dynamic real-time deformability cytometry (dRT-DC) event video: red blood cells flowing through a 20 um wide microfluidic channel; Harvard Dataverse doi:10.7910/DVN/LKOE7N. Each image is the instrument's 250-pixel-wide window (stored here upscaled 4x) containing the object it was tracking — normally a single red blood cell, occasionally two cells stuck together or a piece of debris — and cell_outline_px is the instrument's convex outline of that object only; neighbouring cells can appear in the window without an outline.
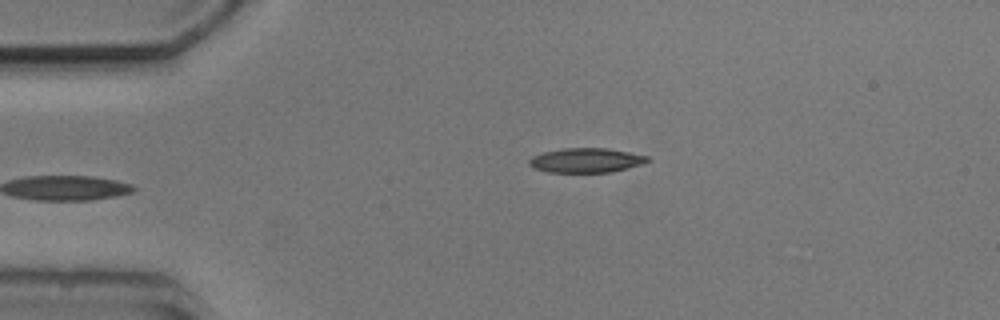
{"species": "common noctule bat (a hibernating species)", "species_latin": "Nyctalus noctula", "temperature_condition": "cold", "stored_images_in_passage": 4, "camera_frame_rate_fps": 3000, "um_per_image_px": 0.085, "animal": {"sex": "male", "body_mass_g": 20.5, "forearm_length_mm": 52.5}, "frame": {"image": 1, "passage_image": 4, "time_ms": 3.333, "image_size_px": [1000, 320], "cell_outline_px": [[652, 160], [644, 164], [612, 172], [548, 172], [532, 168], [528, 164], [528, 160], [532, 156], [544, 152], [564, 148], [604, 148], [628, 152], [648, 156]], "centroid_in_image_um": [49.82, 13.63], "position_along_channel_um": 35.2, "area_um2": 16.99}}